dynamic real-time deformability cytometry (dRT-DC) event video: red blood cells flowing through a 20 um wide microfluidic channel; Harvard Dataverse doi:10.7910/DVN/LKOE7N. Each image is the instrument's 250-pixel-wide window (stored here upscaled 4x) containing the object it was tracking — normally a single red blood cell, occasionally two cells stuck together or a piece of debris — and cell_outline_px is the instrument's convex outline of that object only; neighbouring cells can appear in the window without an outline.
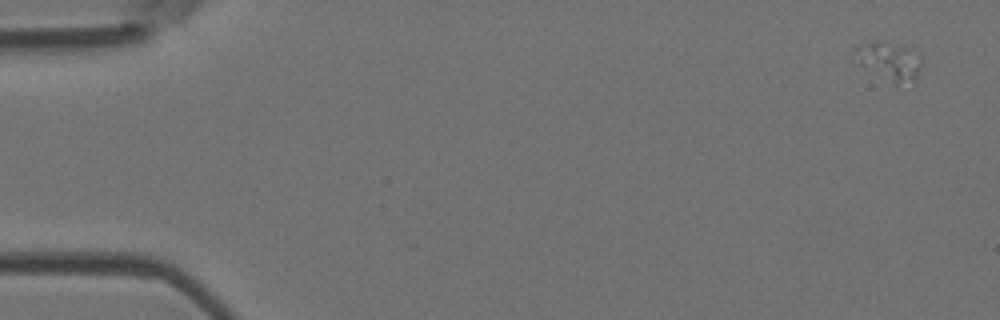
{"species": "Egyptian fruit bat (a non-hibernating species)", "species_latin": "Rousettus aegyptiacus", "temperature_condition": "room temperature", "stored_images_in_passage": 5, "camera_frame_rate_fps": 3000, "um_per_image_px": 0.085, "animal": {"sex": "female"}, "frame": {"image": 1, "passage_image": 1, "time_ms": 0.0, "image_size_px": [1000, 320], "cell_outline_px": [[920, 68], [916, 76], [912, 80], [896, 84], [856, 48], [860, 44], [876, 44], [912, 48], [920, 52]], "centroid_in_image_um": [75.94, 5.17], "position_along_channel_um": 9.1, "area_um2": 11.62}}
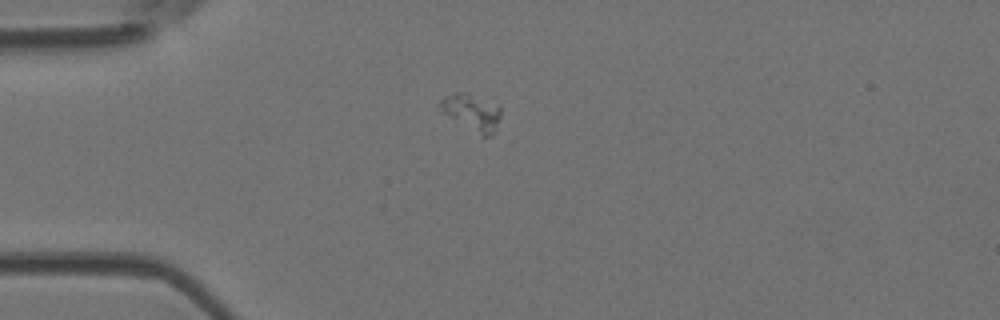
{"frame": {"image": 2, "passage_image": 5, "time_ms": 4.333, "image_size_px": [1000, 320], "cell_outline_px": [[500, 116], [496, 132], [492, 136], [480, 136], [444, 112], [440, 104], [440, 100], [452, 92], [460, 92], [500, 108]], "centroid_in_image_um": [40.13, 9.61], "position_along_channel_um": 44.9, "area_um2": 12.08}}